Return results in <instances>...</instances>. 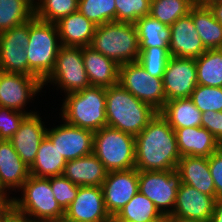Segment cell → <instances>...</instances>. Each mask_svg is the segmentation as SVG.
Listing matches in <instances>:
<instances>
[{"mask_svg":"<svg viewBox=\"0 0 222 222\" xmlns=\"http://www.w3.org/2000/svg\"><path fill=\"white\" fill-rule=\"evenodd\" d=\"M208 165L213 178L217 199L222 197V147L208 157Z\"/></svg>","mask_w":222,"mask_h":222,"instance_id":"b9f144b4","label":"cell"},{"mask_svg":"<svg viewBox=\"0 0 222 222\" xmlns=\"http://www.w3.org/2000/svg\"><path fill=\"white\" fill-rule=\"evenodd\" d=\"M201 127L208 130L222 145V111L203 112Z\"/></svg>","mask_w":222,"mask_h":222,"instance_id":"60d3db41","label":"cell"},{"mask_svg":"<svg viewBox=\"0 0 222 222\" xmlns=\"http://www.w3.org/2000/svg\"><path fill=\"white\" fill-rule=\"evenodd\" d=\"M8 195V196H7ZM12 198L0 185V208L5 211L12 208Z\"/></svg>","mask_w":222,"mask_h":222,"instance_id":"ee69618b","label":"cell"},{"mask_svg":"<svg viewBox=\"0 0 222 222\" xmlns=\"http://www.w3.org/2000/svg\"><path fill=\"white\" fill-rule=\"evenodd\" d=\"M190 99L202 113L206 111H222V87L198 84L192 92Z\"/></svg>","mask_w":222,"mask_h":222,"instance_id":"8d00e7d4","label":"cell"},{"mask_svg":"<svg viewBox=\"0 0 222 222\" xmlns=\"http://www.w3.org/2000/svg\"><path fill=\"white\" fill-rule=\"evenodd\" d=\"M116 22L134 24L150 14L151 0H115Z\"/></svg>","mask_w":222,"mask_h":222,"instance_id":"74e56055","label":"cell"},{"mask_svg":"<svg viewBox=\"0 0 222 222\" xmlns=\"http://www.w3.org/2000/svg\"><path fill=\"white\" fill-rule=\"evenodd\" d=\"M93 153L108 171L135 168V137L108 126L103 127L94 132Z\"/></svg>","mask_w":222,"mask_h":222,"instance_id":"52a82bcc","label":"cell"},{"mask_svg":"<svg viewBox=\"0 0 222 222\" xmlns=\"http://www.w3.org/2000/svg\"><path fill=\"white\" fill-rule=\"evenodd\" d=\"M56 222H83V221H75V220H70L67 217L63 216L62 218H60L59 220H57Z\"/></svg>","mask_w":222,"mask_h":222,"instance_id":"681fc988","label":"cell"},{"mask_svg":"<svg viewBox=\"0 0 222 222\" xmlns=\"http://www.w3.org/2000/svg\"><path fill=\"white\" fill-rule=\"evenodd\" d=\"M61 46L88 47L97 25L76 11L56 22Z\"/></svg>","mask_w":222,"mask_h":222,"instance_id":"cb8c5ba5","label":"cell"},{"mask_svg":"<svg viewBox=\"0 0 222 222\" xmlns=\"http://www.w3.org/2000/svg\"><path fill=\"white\" fill-rule=\"evenodd\" d=\"M26 115V113L0 106V140H9Z\"/></svg>","mask_w":222,"mask_h":222,"instance_id":"ab89813d","label":"cell"},{"mask_svg":"<svg viewBox=\"0 0 222 222\" xmlns=\"http://www.w3.org/2000/svg\"><path fill=\"white\" fill-rule=\"evenodd\" d=\"M78 11L97 26L116 22L115 0H79Z\"/></svg>","mask_w":222,"mask_h":222,"instance_id":"e575fe53","label":"cell"},{"mask_svg":"<svg viewBox=\"0 0 222 222\" xmlns=\"http://www.w3.org/2000/svg\"><path fill=\"white\" fill-rule=\"evenodd\" d=\"M62 121L63 124L49 128L46 132L60 155L70 161L93 153L94 132Z\"/></svg>","mask_w":222,"mask_h":222,"instance_id":"4fadbf2b","label":"cell"},{"mask_svg":"<svg viewBox=\"0 0 222 222\" xmlns=\"http://www.w3.org/2000/svg\"><path fill=\"white\" fill-rule=\"evenodd\" d=\"M189 14L205 48L222 49V24L214 18L208 6H192Z\"/></svg>","mask_w":222,"mask_h":222,"instance_id":"4316f807","label":"cell"},{"mask_svg":"<svg viewBox=\"0 0 222 222\" xmlns=\"http://www.w3.org/2000/svg\"><path fill=\"white\" fill-rule=\"evenodd\" d=\"M35 16L31 0H0V33L21 25Z\"/></svg>","mask_w":222,"mask_h":222,"instance_id":"1f68e13d","label":"cell"},{"mask_svg":"<svg viewBox=\"0 0 222 222\" xmlns=\"http://www.w3.org/2000/svg\"><path fill=\"white\" fill-rule=\"evenodd\" d=\"M35 17L45 22L56 23L61 18L78 11L79 0H37Z\"/></svg>","mask_w":222,"mask_h":222,"instance_id":"d6a6232c","label":"cell"},{"mask_svg":"<svg viewBox=\"0 0 222 222\" xmlns=\"http://www.w3.org/2000/svg\"><path fill=\"white\" fill-rule=\"evenodd\" d=\"M101 188L106 211L115 216L139 191L138 170L109 171Z\"/></svg>","mask_w":222,"mask_h":222,"instance_id":"9a60e30c","label":"cell"},{"mask_svg":"<svg viewBox=\"0 0 222 222\" xmlns=\"http://www.w3.org/2000/svg\"><path fill=\"white\" fill-rule=\"evenodd\" d=\"M3 222H27V217L11 208L3 211Z\"/></svg>","mask_w":222,"mask_h":222,"instance_id":"7bdbcfd3","label":"cell"},{"mask_svg":"<svg viewBox=\"0 0 222 222\" xmlns=\"http://www.w3.org/2000/svg\"><path fill=\"white\" fill-rule=\"evenodd\" d=\"M28 76L42 82L54 69L56 57L61 47L56 23L45 22L35 16L29 20Z\"/></svg>","mask_w":222,"mask_h":222,"instance_id":"277c9868","label":"cell"},{"mask_svg":"<svg viewBox=\"0 0 222 222\" xmlns=\"http://www.w3.org/2000/svg\"><path fill=\"white\" fill-rule=\"evenodd\" d=\"M119 84L158 112L167 102L163 79L151 76L137 61L119 66Z\"/></svg>","mask_w":222,"mask_h":222,"instance_id":"9c48e42d","label":"cell"},{"mask_svg":"<svg viewBox=\"0 0 222 222\" xmlns=\"http://www.w3.org/2000/svg\"><path fill=\"white\" fill-rule=\"evenodd\" d=\"M170 57L169 48L149 47L140 52L137 62L151 76L163 78Z\"/></svg>","mask_w":222,"mask_h":222,"instance_id":"d590c367","label":"cell"},{"mask_svg":"<svg viewBox=\"0 0 222 222\" xmlns=\"http://www.w3.org/2000/svg\"><path fill=\"white\" fill-rule=\"evenodd\" d=\"M83 63L91 86L108 88L119 83V64L90 46L82 47Z\"/></svg>","mask_w":222,"mask_h":222,"instance_id":"603a6c76","label":"cell"},{"mask_svg":"<svg viewBox=\"0 0 222 222\" xmlns=\"http://www.w3.org/2000/svg\"><path fill=\"white\" fill-rule=\"evenodd\" d=\"M109 222H129V221L118 219L116 216H111Z\"/></svg>","mask_w":222,"mask_h":222,"instance_id":"f907efd6","label":"cell"},{"mask_svg":"<svg viewBox=\"0 0 222 222\" xmlns=\"http://www.w3.org/2000/svg\"><path fill=\"white\" fill-rule=\"evenodd\" d=\"M48 83L64 90L65 95L91 86L83 63L82 47L59 48L54 69L43 81V87Z\"/></svg>","mask_w":222,"mask_h":222,"instance_id":"ba28073f","label":"cell"},{"mask_svg":"<svg viewBox=\"0 0 222 222\" xmlns=\"http://www.w3.org/2000/svg\"><path fill=\"white\" fill-rule=\"evenodd\" d=\"M162 79L166 101L190 98L198 85L195 59L171 56Z\"/></svg>","mask_w":222,"mask_h":222,"instance_id":"5bb4252c","label":"cell"},{"mask_svg":"<svg viewBox=\"0 0 222 222\" xmlns=\"http://www.w3.org/2000/svg\"><path fill=\"white\" fill-rule=\"evenodd\" d=\"M108 170L94 153L66 162L62 175L78 186L103 184Z\"/></svg>","mask_w":222,"mask_h":222,"instance_id":"7402d4cb","label":"cell"},{"mask_svg":"<svg viewBox=\"0 0 222 222\" xmlns=\"http://www.w3.org/2000/svg\"><path fill=\"white\" fill-rule=\"evenodd\" d=\"M216 198L206 195L196 188L181 183L172 214L185 219L209 222Z\"/></svg>","mask_w":222,"mask_h":222,"instance_id":"ac0fdd59","label":"cell"},{"mask_svg":"<svg viewBox=\"0 0 222 222\" xmlns=\"http://www.w3.org/2000/svg\"><path fill=\"white\" fill-rule=\"evenodd\" d=\"M195 62L199 85L222 87V49H208Z\"/></svg>","mask_w":222,"mask_h":222,"instance_id":"4dcf8cb0","label":"cell"},{"mask_svg":"<svg viewBox=\"0 0 222 222\" xmlns=\"http://www.w3.org/2000/svg\"><path fill=\"white\" fill-rule=\"evenodd\" d=\"M222 1V0H197L199 6H209L211 3Z\"/></svg>","mask_w":222,"mask_h":222,"instance_id":"c3c4849f","label":"cell"},{"mask_svg":"<svg viewBox=\"0 0 222 222\" xmlns=\"http://www.w3.org/2000/svg\"><path fill=\"white\" fill-rule=\"evenodd\" d=\"M159 113L174 131L178 128L201 126L202 112L190 98L167 101Z\"/></svg>","mask_w":222,"mask_h":222,"instance_id":"484cf974","label":"cell"},{"mask_svg":"<svg viewBox=\"0 0 222 222\" xmlns=\"http://www.w3.org/2000/svg\"><path fill=\"white\" fill-rule=\"evenodd\" d=\"M175 133L181 157L198 156L208 158L222 147L218 140L201 126L178 128Z\"/></svg>","mask_w":222,"mask_h":222,"instance_id":"ffe728a7","label":"cell"},{"mask_svg":"<svg viewBox=\"0 0 222 222\" xmlns=\"http://www.w3.org/2000/svg\"><path fill=\"white\" fill-rule=\"evenodd\" d=\"M209 222H222V197L216 199Z\"/></svg>","mask_w":222,"mask_h":222,"instance_id":"f6af8a7d","label":"cell"},{"mask_svg":"<svg viewBox=\"0 0 222 222\" xmlns=\"http://www.w3.org/2000/svg\"><path fill=\"white\" fill-rule=\"evenodd\" d=\"M50 184L55 199L65 211L76 198L79 186L63 175L50 177Z\"/></svg>","mask_w":222,"mask_h":222,"instance_id":"f35d334b","label":"cell"},{"mask_svg":"<svg viewBox=\"0 0 222 222\" xmlns=\"http://www.w3.org/2000/svg\"><path fill=\"white\" fill-rule=\"evenodd\" d=\"M29 21L0 33V71L28 76Z\"/></svg>","mask_w":222,"mask_h":222,"instance_id":"7c38bea8","label":"cell"},{"mask_svg":"<svg viewBox=\"0 0 222 222\" xmlns=\"http://www.w3.org/2000/svg\"><path fill=\"white\" fill-rule=\"evenodd\" d=\"M187 1L191 6H197V0H185Z\"/></svg>","mask_w":222,"mask_h":222,"instance_id":"f5cc1de1","label":"cell"},{"mask_svg":"<svg viewBox=\"0 0 222 222\" xmlns=\"http://www.w3.org/2000/svg\"><path fill=\"white\" fill-rule=\"evenodd\" d=\"M29 176V167L21 160L12 143L0 140V185L9 193L10 190L19 191Z\"/></svg>","mask_w":222,"mask_h":222,"instance_id":"44dd1931","label":"cell"},{"mask_svg":"<svg viewBox=\"0 0 222 222\" xmlns=\"http://www.w3.org/2000/svg\"><path fill=\"white\" fill-rule=\"evenodd\" d=\"M27 222H56V221H48V220H35L27 217Z\"/></svg>","mask_w":222,"mask_h":222,"instance_id":"816d5d0a","label":"cell"},{"mask_svg":"<svg viewBox=\"0 0 222 222\" xmlns=\"http://www.w3.org/2000/svg\"><path fill=\"white\" fill-rule=\"evenodd\" d=\"M160 222H169L165 217Z\"/></svg>","mask_w":222,"mask_h":222,"instance_id":"11a10c76","label":"cell"},{"mask_svg":"<svg viewBox=\"0 0 222 222\" xmlns=\"http://www.w3.org/2000/svg\"><path fill=\"white\" fill-rule=\"evenodd\" d=\"M90 47L117 64L138 61L140 44L135 25L109 22L96 27Z\"/></svg>","mask_w":222,"mask_h":222,"instance_id":"5b68a950","label":"cell"},{"mask_svg":"<svg viewBox=\"0 0 222 222\" xmlns=\"http://www.w3.org/2000/svg\"><path fill=\"white\" fill-rule=\"evenodd\" d=\"M176 170L180 173L181 182L196 188L198 191L216 198V191L208 165V158L183 156Z\"/></svg>","mask_w":222,"mask_h":222,"instance_id":"d4e9b609","label":"cell"},{"mask_svg":"<svg viewBox=\"0 0 222 222\" xmlns=\"http://www.w3.org/2000/svg\"><path fill=\"white\" fill-rule=\"evenodd\" d=\"M43 82L34 76L0 71V106L28 114L24 107L38 92L42 91Z\"/></svg>","mask_w":222,"mask_h":222,"instance_id":"8fae6325","label":"cell"},{"mask_svg":"<svg viewBox=\"0 0 222 222\" xmlns=\"http://www.w3.org/2000/svg\"><path fill=\"white\" fill-rule=\"evenodd\" d=\"M66 159L60 155L56 146L46 136L38 148L36 159L29 168L30 175L36 177H54L62 175Z\"/></svg>","mask_w":222,"mask_h":222,"instance_id":"83f0119b","label":"cell"},{"mask_svg":"<svg viewBox=\"0 0 222 222\" xmlns=\"http://www.w3.org/2000/svg\"><path fill=\"white\" fill-rule=\"evenodd\" d=\"M0 222H3V212L0 214Z\"/></svg>","mask_w":222,"mask_h":222,"instance_id":"db71d44e","label":"cell"},{"mask_svg":"<svg viewBox=\"0 0 222 222\" xmlns=\"http://www.w3.org/2000/svg\"><path fill=\"white\" fill-rule=\"evenodd\" d=\"M191 7L185 0H151L149 15L161 23L171 26L178 19L187 15Z\"/></svg>","mask_w":222,"mask_h":222,"instance_id":"836d02e7","label":"cell"},{"mask_svg":"<svg viewBox=\"0 0 222 222\" xmlns=\"http://www.w3.org/2000/svg\"><path fill=\"white\" fill-rule=\"evenodd\" d=\"M169 222H202L199 220L185 219L175 215H167L165 217Z\"/></svg>","mask_w":222,"mask_h":222,"instance_id":"7dc6e473","label":"cell"},{"mask_svg":"<svg viewBox=\"0 0 222 222\" xmlns=\"http://www.w3.org/2000/svg\"><path fill=\"white\" fill-rule=\"evenodd\" d=\"M158 113L119 83L106 88L107 126L136 137Z\"/></svg>","mask_w":222,"mask_h":222,"instance_id":"7a4b0ae2","label":"cell"},{"mask_svg":"<svg viewBox=\"0 0 222 222\" xmlns=\"http://www.w3.org/2000/svg\"><path fill=\"white\" fill-rule=\"evenodd\" d=\"M115 216L129 222H160L164 218L154 203L139 191Z\"/></svg>","mask_w":222,"mask_h":222,"instance_id":"f546056e","label":"cell"},{"mask_svg":"<svg viewBox=\"0 0 222 222\" xmlns=\"http://www.w3.org/2000/svg\"><path fill=\"white\" fill-rule=\"evenodd\" d=\"M139 38L140 52L145 48H169L171 27L151 15L139 18L135 23Z\"/></svg>","mask_w":222,"mask_h":222,"instance_id":"f1b7e54d","label":"cell"},{"mask_svg":"<svg viewBox=\"0 0 222 222\" xmlns=\"http://www.w3.org/2000/svg\"><path fill=\"white\" fill-rule=\"evenodd\" d=\"M21 190V198H12V208L17 213L30 219L48 221H57L65 216V211L53 195L50 177L30 175Z\"/></svg>","mask_w":222,"mask_h":222,"instance_id":"8992f818","label":"cell"},{"mask_svg":"<svg viewBox=\"0 0 222 222\" xmlns=\"http://www.w3.org/2000/svg\"><path fill=\"white\" fill-rule=\"evenodd\" d=\"M170 27V56L196 59L207 50L197 34L195 24L189 13L178 19Z\"/></svg>","mask_w":222,"mask_h":222,"instance_id":"d6986e66","label":"cell"},{"mask_svg":"<svg viewBox=\"0 0 222 222\" xmlns=\"http://www.w3.org/2000/svg\"><path fill=\"white\" fill-rule=\"evenodd\" d=\"M61 111L67 124L92 132L106 127V88L90 86L65 95Z\"/></svg>","mask_w":222,"mask_h":222,"instance_id":"3957f363","label":"cell"},{"mask_svg":"<svg viewBox=\"0 0 222 222\" xmlns=\"http://www.w3.org/2000/svg\"><path fill=\"white\" fill-rule=\"evenodd\" d=\"M65 217L83 222H109L102 188L99 186H79L76 198L65 210Z\"/></svg>","mask_w":222,"mask_h":222,"instance_id":"2e32d148","label":"cell"},{"mask_svg":"<svg viewBox=\"0 0 222 222\" xmlns=\"http://www.w3.org/2000/svg\"><path fill=\"white\" fill-rule=\"evenodd\" d=\"M135 146L138 171L175 170L181 159L176 133L159 112L135 137Z\"/></svg>","mask_w":222,"mask_h":222,"instance_id":"6da1fadb","label":"cell"},{"mask_svg":"<svg viewBox=\"0 0 222 222\" xmlns=\"http://www.w3.org/2000/svg\"><path fill=\"white\" fill-rule=\"evenodd\" d=\"M40 114H28L18 130L9 139L21 160L30 168L36 159L38 148L46 137L47 129Z\"/></svg>","mask_w":222,"mask_h":222,"instance_id":"e0dca14e","label":"cell"},{"mask_svg":"<svg viewBox=\"0 0 222 222\" xmlns=\"http://www.w3.org/2000/svg\"><path fill=\"white\" fill-rule=\"evenodd\" d=\"M181 183L180 173L176 169L138 171L139 192L148 197L164 217L172 214Z\"/></svg>","mask_w":222,"mask_h":222,"instance_id":"30bf717a","label":"cell"},{"mask_svg":"<svg viewBox=\"0 0 222 222\" xmlns=\"http://www.w3.org/2000/svg\"><path fill=\"white\" fill-rule=\"evenodd\" d=\"M208 8L211 10L214 18L222 24V1L211 3Z\"/></svg>","mask_w":222,"mask_h":222,"instance_id":"bcb514c9","label":"cell"}]
</instances>
